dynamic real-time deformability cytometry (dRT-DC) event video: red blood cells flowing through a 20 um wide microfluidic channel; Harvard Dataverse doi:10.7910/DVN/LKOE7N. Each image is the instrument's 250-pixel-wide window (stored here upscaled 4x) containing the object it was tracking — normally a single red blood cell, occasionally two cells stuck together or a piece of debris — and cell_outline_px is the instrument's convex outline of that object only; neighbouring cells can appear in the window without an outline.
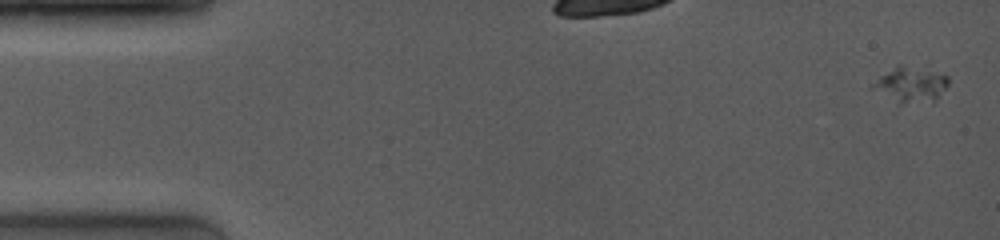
{"species": "common noctule bat (a hibernating species)", "species_latin": "Nyctalus noctula", "temperature_condition": "room temperature", "stored_images_in_passage": 49, "camera_frame_rate_fps": 4000, "um_per_image_px": 0.085, "animal": {"sex": "female", "body_mass_g": 19.0, "forearm_length_mm": 53.3}, "frame": {"image": 1, "passage_image": 1, "time_ms": 0.0, "image_size_px": [1000, 240], "cell_outline_px": [[948, 84], [936, 100], [932, 104], [896, 104], [868, 88], [880, 76], [896, 64], [900, 64], [948, 76]], "centroid_in_image_um": [77.35, 7.26], "position_along_channel_um": 7.7, "area_um2": 16.07}}
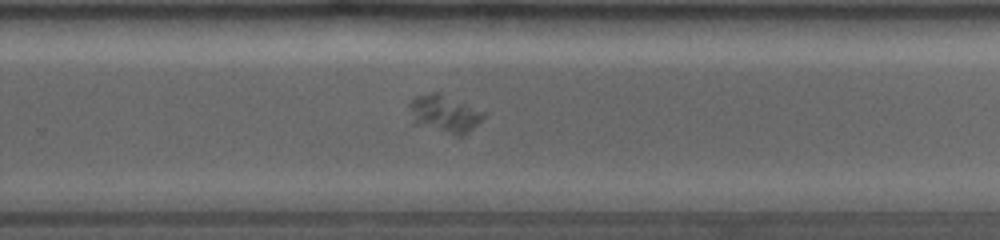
{"frame": {"image": 2, "passage_image": 33, "time_ms": 10.5, "image_size_px": [1000, 240], "cell_outline_px": [[484, 116], [468, 132], [460, 136], [456, 136], [416, 120], [408, 108], [408, 104], [416, 96], [432, 92], [440, 92], [484, 112]], "centroid_in_image_um": [37.82, 9.61], "position_along_channel_um": 292.0, "area_um2": 15.2}}
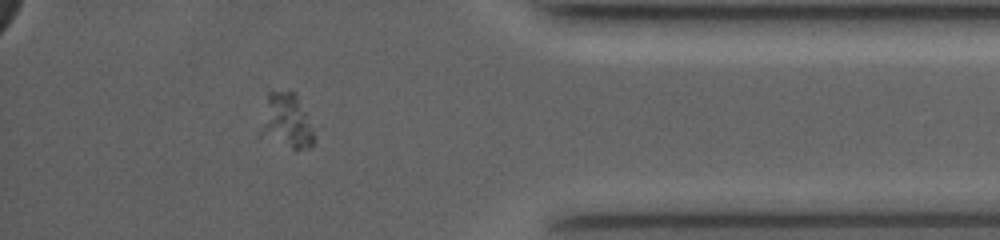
{"frame": {"image": 3, "passage_image": 44, "time_ms": 13.75, "image_size_px": [1000, 240], "cell_outline_px": [[316, 140], [308, 148], [292, 148], [256, 136], [268, 92], [296, 92], [316, 128]], "centroid_in_image_um": [24.36, 10.31], "position_along_channel_um": 410.8, "area_um2": 17.98}}